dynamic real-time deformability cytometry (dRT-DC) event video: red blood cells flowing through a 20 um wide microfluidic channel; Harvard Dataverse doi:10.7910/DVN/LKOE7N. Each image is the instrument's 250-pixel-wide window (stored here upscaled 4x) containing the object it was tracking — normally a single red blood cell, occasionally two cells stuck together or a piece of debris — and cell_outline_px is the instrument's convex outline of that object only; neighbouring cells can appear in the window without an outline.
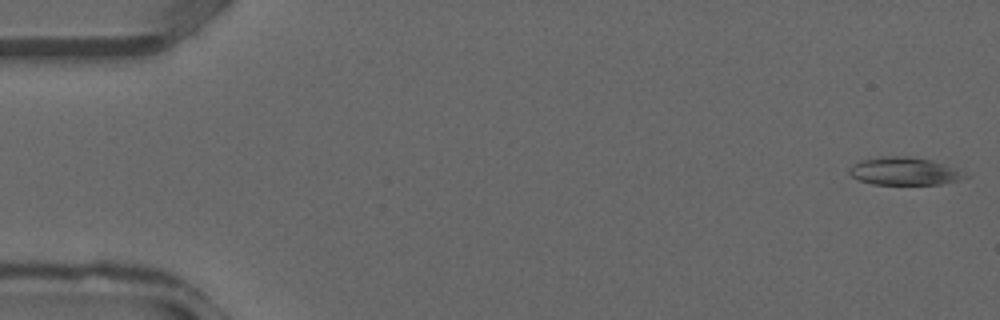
{"species": "common noctule bat (a hibernating species)", "species_latin": "Nyctalus noctula", "temperature_condition": "warm", "stored_images_in_passage": 6, "camera_frame_rate_fps": 3000, "um_per_image_px": 0.085, "animal": {"sex": "male", "forearm_length_mm": 52.5}, "frame": {"image": 1, "passage_image": 1, "time_ms": 0.0, "image_size_px": [1000, 320], "cell_outline_px": [[972, 176], [960, 180], [940, 184], [872, 184], [860, 180], [852, 176], [848, 172], [848, 168], [860, 160], [880, 156], [908, 156], [932, 160], [944, 164]], "centroid_in_image_um": [76.87, 14.55], "position_along_channel_um": 8.1, "area_um2": 18.79}}